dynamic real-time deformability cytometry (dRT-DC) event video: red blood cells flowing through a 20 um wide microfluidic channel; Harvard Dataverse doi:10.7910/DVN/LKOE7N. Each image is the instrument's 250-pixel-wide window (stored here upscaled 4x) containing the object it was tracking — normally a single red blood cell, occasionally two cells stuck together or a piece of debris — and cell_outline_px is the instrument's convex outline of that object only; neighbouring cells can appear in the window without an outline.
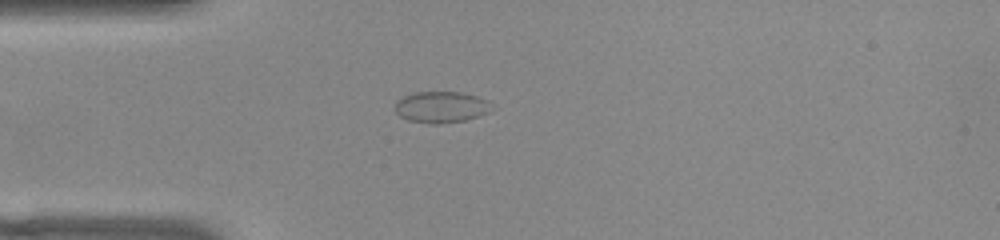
{"species": "common noctule bat (a hibernating species)", "species_latin": "Nyctalus noctula", "temperature_condition": "warm", "stored_images_in_passage": 40, "camera_frame_rate_fps": 3000, "um_per_image_px": 0.085, "animal": {"sex": "female", "body_mass_g": 22.0, "forearm_length_mm": 56.7}, "frame": {"image": 1, "passage_image": 1, "time_ms": 0.0, "image_size_px": [1000, 240], "cell_outline_px": [[488, 112], [464, 120], [440, 124], [432, 124], [408, 120], [400, 116], [396, 112], [396, 100], [404, 96], [416, 92], [460, 92], [476, 96], [488, 100]], "centroid_in_image_um": [37.44, 9.1], "position_along_channel_um": 47.6, "area_um2": 17.28}}
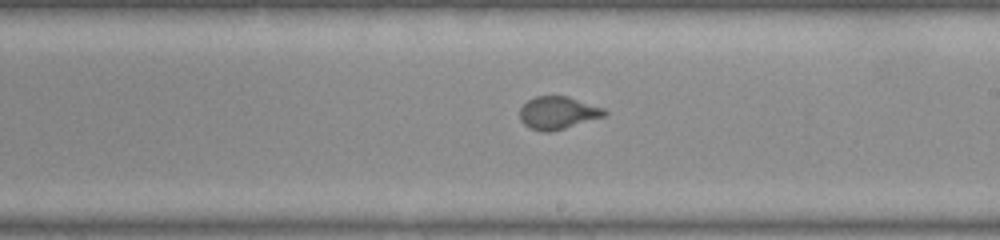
{"frame": {"image": 2, "passage_image": 17, "time_ms": 5.333, "image_size_px": [1000, 240], "cell_outline_px": [[608, 112], [604, 116], [552, 132], [540, 132], [528, 128], [520, 120], [520, 108], [528, 100], [536, 96], [568, 96], [604, 108]], "centroid_in_image_um": [47.4, 9.6], "position_along_channel_um": 241.6, "area_um2": 16.18}}
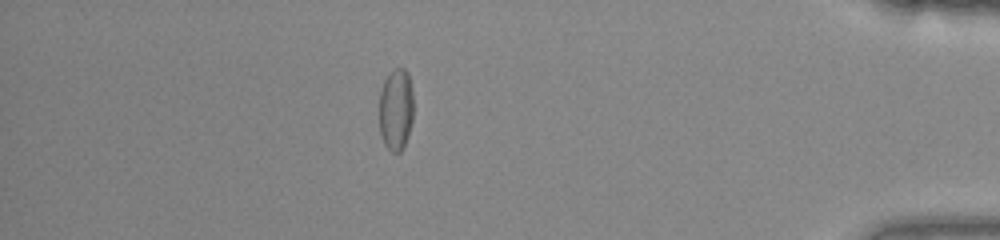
{"frame": {"image": 3, "passage_image": 33, "time_ms": 10.667, "image_size_px": [1000, 240], "cell_outline_px": [[412, 120], [408, 136], [404, 148], [400, 152], [392, 152], [384, 144], [380, 132], [380, 92], [384, 80], [392, 68], [404, 68], [408, 72], [412, 88]], "centroid_in_image_um": [33.66, 9.29], "position_along_channel_um": 401.5, "area_um2": 16.47}}